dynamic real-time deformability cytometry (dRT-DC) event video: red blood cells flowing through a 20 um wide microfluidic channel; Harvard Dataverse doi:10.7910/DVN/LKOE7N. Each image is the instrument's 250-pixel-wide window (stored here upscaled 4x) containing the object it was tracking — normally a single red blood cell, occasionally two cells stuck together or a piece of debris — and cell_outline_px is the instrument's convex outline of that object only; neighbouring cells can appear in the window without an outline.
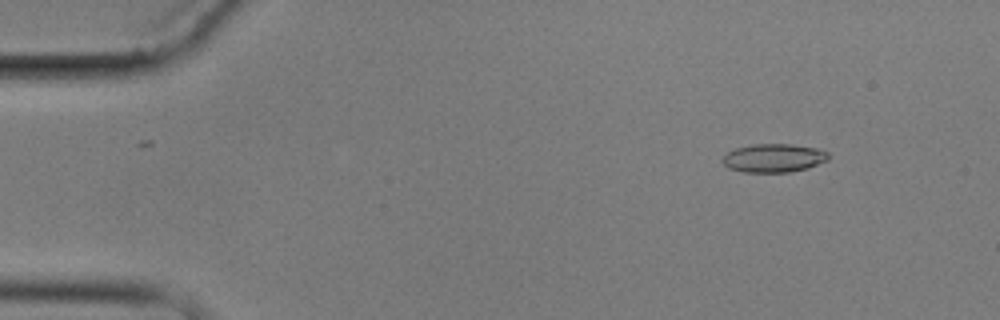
{"species": "common noctule bat (a hibernating species)", "species_latin": "Nyctalus noctula", "temperature_condition": "cold", "stored_images_in_passage": 3, "camera_frame_rate_fps": 3000, "um_per_image_px": 0.085, "animal": {"sex": "male", "body_mass_g": 17.9}, "frame": {"image": 1, "passage_image": 1, "time_ms": 0.0, "image_size_px": [1000, 320], "cell_outline_px": [[828, 160], [808, 168], [788, 172], [744, 172], [728, 168], [720, 160], [728, 152], [736, 148], [752, 144], [792, 144], [816, 148], [828, 152]], "centroid_in_image_um": [65.75, 13.43], "position_along_channel_um": 19.2, "area_um2": 17.57}}